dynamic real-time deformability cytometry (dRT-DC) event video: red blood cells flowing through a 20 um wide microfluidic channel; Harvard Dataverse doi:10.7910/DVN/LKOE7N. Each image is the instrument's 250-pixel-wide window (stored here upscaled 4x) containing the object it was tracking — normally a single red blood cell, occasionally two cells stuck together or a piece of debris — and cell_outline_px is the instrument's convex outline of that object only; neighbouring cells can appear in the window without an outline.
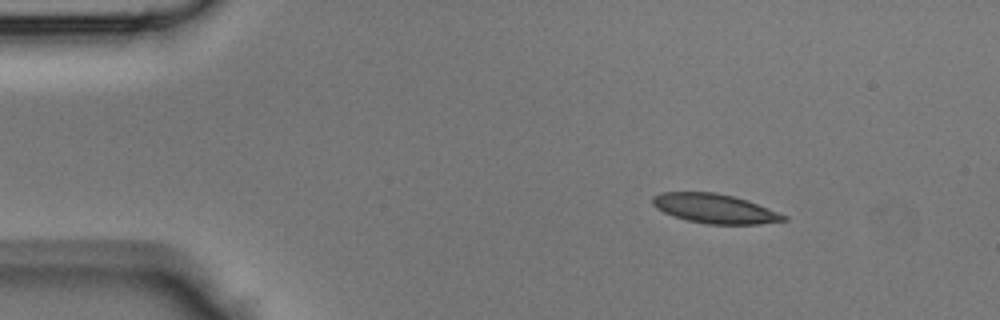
{"species": "Egyptian fruit bat (a non-hibernating species)", "species_latin": "Rousettus aegyptiacus", "temperature_condition": "room temperature", "stored_images_in_passage": 42, "camera_frame_rate_fps": 3000, "um_per_image_px": 0.085, "animal": {"sex": "male"}, "frame": {"image": 1, "passage_image": 5, "time_ms": 1.333, "image_size_px": [1000, 320], "cell_outline_px": [[788, 220], [760, 224], [708, 224], [688, 220], [664, 212], [656, 208], [652, 204], [652, 196], [660, 192], [716, 192], [748, 200], [788, 216]], "centroid_in_image_um": [60.76, 17.72], "position_along_channel_um": 24.2, "area_um2": 22.37}}
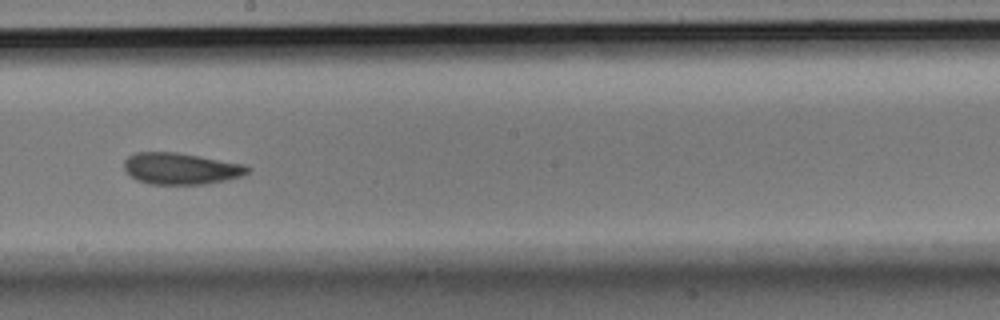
{"frame": {"image": 2, "passage_image": 23, "time_ms": 7.333, "image_size_px": [1000, 320], "cell_outline_px": [[252, 168], [248, 172], [240, 176], [224, 180], [204, 184], [148, 184], [136, 180], [124, 168], [124, 160], [128, 156], [136, 152], [176, 152], [248, 164]], "centroid_in_image_um": [15.39, 14.32], "position_along_channel_um": 232.8, "area_um2": 22.77}}
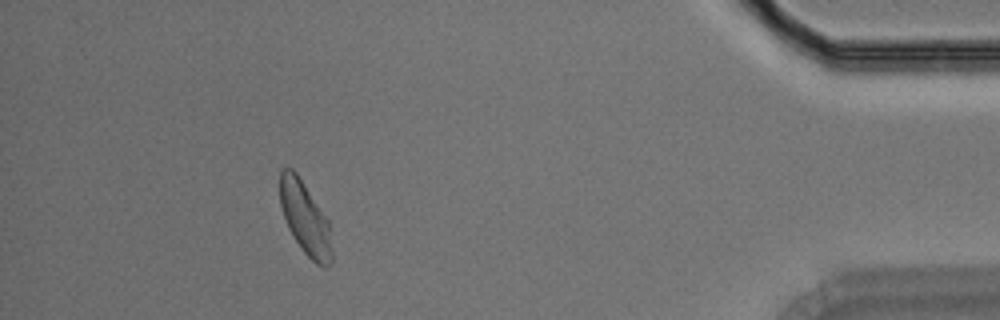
{"frame": {"image": 3, "passage_image": 38, "time_ms": 12.333, "image_size_px": [1000, 320], "cell_outline_px": [[332, 264], [328, 268], [324, 268], [316, 264], [304, 252], [292, 236], [288, 228], [280, 204], [280, 172], [284, 168], [292, 168], [296, 172], [328, 220], [332, 248]], "centroid_in_image_um": [25.95, 18.6], "position_along_channel_um": 409.3, "area_um2": 21.91}}